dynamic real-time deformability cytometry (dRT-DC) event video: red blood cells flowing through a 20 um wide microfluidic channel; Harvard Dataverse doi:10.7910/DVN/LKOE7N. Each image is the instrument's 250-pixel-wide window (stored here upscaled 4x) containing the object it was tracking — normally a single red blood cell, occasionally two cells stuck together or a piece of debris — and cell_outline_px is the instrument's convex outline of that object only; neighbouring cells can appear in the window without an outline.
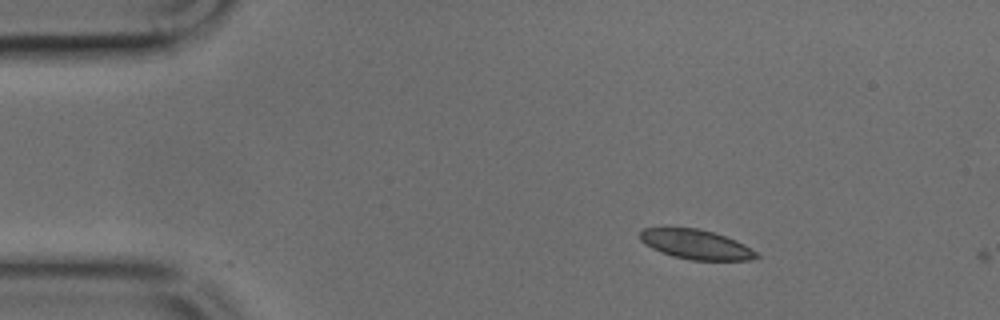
{"species": "common noctule bat (a hibernating species)", "species_latin": "Nyctalus noctula", "temperature_condition": "cold", "stored_images_in_passage": 2, "camera_frame_rate_fps": 3000, "um_per_image_px": 0.085, "animal": {"sex": "male", "body_mass_g": 17.9, "forearm_length_mm": 54.2}, "frame": {"image": 1, "passage_image": 1, "time_ms": 0.0, "image_size_px": [1000, 320], "cell_outline_px": [[760, 256], [752, 260], [692, 260], [672, 256], [660, 252], [644, 244], [640, 240], [640, 232], [644, 228], [696, 228], [712, 232], [736, 240], [744, 244], [756, 252]], "centroid_in_image_um": [59.15, 20.78], "position_along_channel_um": 25.9, "area_um2": 19.94}}